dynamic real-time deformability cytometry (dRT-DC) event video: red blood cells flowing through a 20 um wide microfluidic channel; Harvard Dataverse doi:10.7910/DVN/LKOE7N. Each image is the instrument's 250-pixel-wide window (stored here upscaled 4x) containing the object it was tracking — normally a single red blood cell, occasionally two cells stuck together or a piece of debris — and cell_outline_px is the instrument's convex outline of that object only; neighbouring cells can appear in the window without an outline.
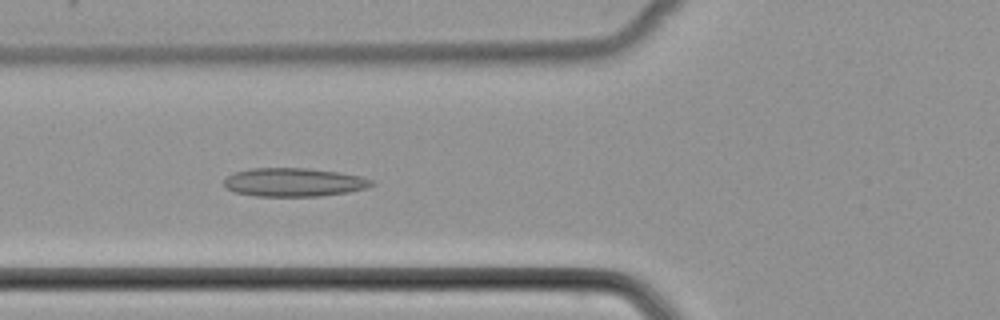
{"species": "common noctule bat (a hibernating species)", "species_latin": "Nyctalus noctula", "temperature_condition": "cold", "stored_images_in_passage": 39, "camera_frame_rate_fps": 3000, "um_per_image_px": 0.085, "animal": {"sex": "female", "body_mass_g": 22.7, "forearm_length_mm": 54.2}, "frame": {"image": 1, "passage_image": 13, "time_ms": 4.0, "image_size_px": [1000, 320], "cell_outline_px": [[376, 184], [368, 188], [348, 192], [320, 196], [256, 196], [236, 192], [228, 188], [224, 184], [224, 180], [232, 172], [248, 168], [308, 168], [340, 172], [360, 176], [376, 180]], "centroid_in_image_um": [25.03, 15.48], "position_along_channel_um": 100.8, "area_um2": 24.8}}
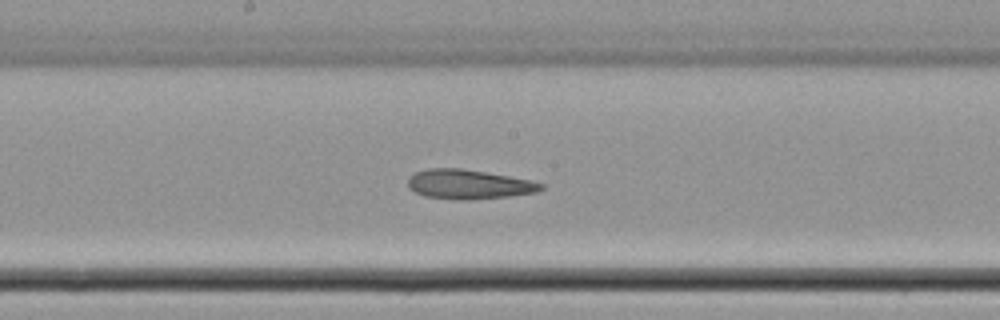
{"frame": {"image": 2, "passage_image": 21, "time_ms": 6.667, "image_size_px": [1000, 320], "cell_outline_px": [[544, 188], [536, 192], [508, 196], [468, 200], [460, 200], [424, 196], [408, 188], [408, 176], [416, 172], [428, 168], [460, 168], [508, 176], [528, 180], [544, 184]], "centroid_in_image_um": [39.79, 15.67], "position_along_channel_um": 208.4, "area_um2": 22.66}}
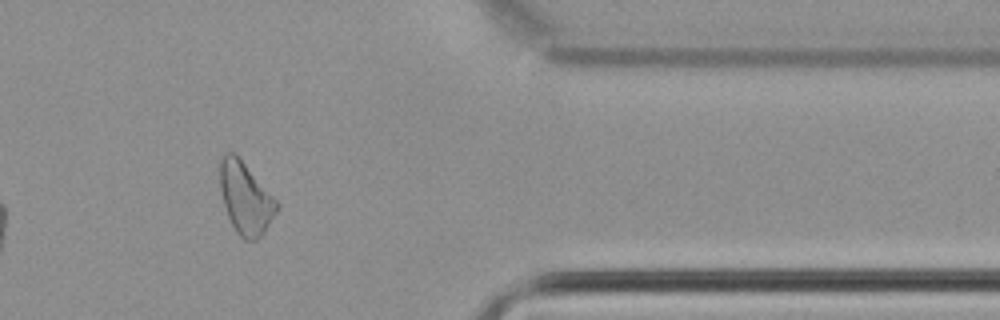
{"frame": {"image": 3, "passage_image": 36, "time_ms": 11.667, "image_size_px": [1000, 320], "cell_outline_px": [[280, 204], [276, 212], [264, 232], [256, 240], [244, 240], [236, 232], [228, 216], [224, 204], [220, 188], [220, 160], [224, 152], [232, 152], [244, 164]], "centroid_in_image_um": [20.86, 16.87], "position_along_channel_um": 390.5, "area_um2": 23.18}}